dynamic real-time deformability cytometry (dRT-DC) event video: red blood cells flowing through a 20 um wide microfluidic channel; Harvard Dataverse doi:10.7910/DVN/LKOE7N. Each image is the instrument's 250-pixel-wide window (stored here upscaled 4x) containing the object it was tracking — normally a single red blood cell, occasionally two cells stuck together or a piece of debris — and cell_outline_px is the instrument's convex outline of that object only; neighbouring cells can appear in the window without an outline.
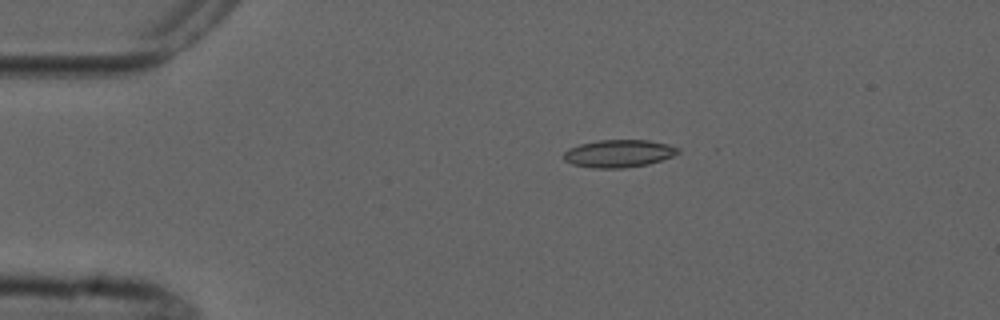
{"species": "common noctule bat (a hibernating species)", "species_latin": "Nyctalus noctula", "temperature_condition": "cold", "stored_images_in_passage": 3, "camera_frame_rate_fps": 3000, "um_per_image_px": 0.085, "animal": {"sex": "male", "forearm_length_mm": 52.5}, "frame": {"image": 1, "passage_image": 1, "time_ms": 0.0, "image_size_px": [1000, 320], "cell_outline_px": [[680, 152], [672, 156], [648, 164], [624, 168], [592, 168], [572, 164], [564, 160], [564, 152], [568, 148], [580, 144], [600, 140], [648, 140], [668, 144], [680, 148]], "centroid_in_image_um": [52.59, 13.05], "position_along_channel_um": 32.4, "area_um2": 18.38}}
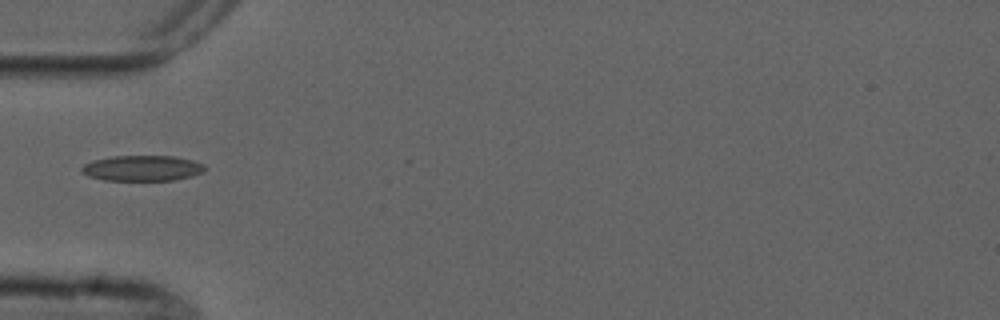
{"frame": {"image": 2, "passage_image": 3, "time_ms": 2.333, "image_size_px": [1000, 320], "cell_outline_px": [[208, 168], [204, 172], [192, 176], [172, 180], [104, 180], [88, 176], [80, 172], [80, 168], [84, 164], [92, 160], [112, 156], [172, 156], [192, 160], [204, 164]], "centroid_in_image_um": [12.09, 14.29], "position_along_channel_um": 72.9, "area_um2": 18.5}}